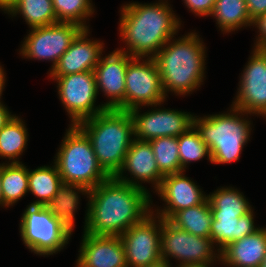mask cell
Masks as SVG:
<instances>
[{"mask_svg":"<svg viewBox=\"0 0 266 267\" xmlns=\"http://www.w3.org/2000/svg\"><path fill=\"white\" fill-rule=\"evenodd\" d=\"M129 171L135 180L153 182L157 190L164 178L157 166L155 155L149 141L133 139L122 168L116 175H122L123 171Z\"/></svg>","mask_w":266,"mask_h":267,"instance_id":"20","label":"cell"},{"mask_svg":"<svg viewBox=\"0 0 266 267\" xmlns=\"http://www.w3.org/2000/svg\"><path fill=\"white\" fill-rule=\"evenodd\" d=\"M74 189V190H73ZM75 190L90 194V189L85 186H78L75 184L62 183V185L57 190V193L51 199V201L46 205L47 209L51 214L58 219V221L72 233L74 227V212L77 209L78 195Z\"/></svg>","mask_w":266,"mask_h":267,"instance_id":"22","label":"cell"},{"mask_svg":"<svg viewBox=\"0 0 266 267\" xmlns=\"http://www.w3.org/2000/svg\"><path fill=\"white\" fill-rule=\"evenodd\" d=\"M139 107L129 110L134 135L138 140L150 141L158 137H179L193 126V115L182 111L157 109L139 114Z\"/></svg>","mask_w":266,"mask_h":267,"instance_id":"13","label":"cell"},{"mask_svg":"<svg viewBox=\"0 0 266 267\" xmlns=\"http://www.w3.org/2000/svg\"><path fill=\"white\" fill-rule=\"evenodd\" d=\"M141 267H171L170 263L166 262L164 259H161L153 264L141 266Z\"/></svg>","mask_w":266,"mask_h":267,"instance_id":"37","label":"cell"},{"mask_svg":"<svg viewBox=\"0 0 266 267\" xmlns=\"http://www.w3.org/2000/svg\"><path fill=\"white\" fill-rule=\"evenodd\" d=\"M153 212L120 235L127 267H141L161 260V217L157 225ZM157 228V229H156Z\"/></svg>","mask_w":266,"mask_h":267,"instance_id":"12","label":"cell"},{"mask_svg":"<svg viewBox=\"0 0 266 267\" xmlns=\"http://www.w3.org/2000/svg\"><path fill=\"white\" fill-rule=\"evenodd\" d=\"M139 182L115 175L91 189L84 232L120 236L151 213L150 195Z\"/></svg>","mask_w":266,"mask_h":267,"instance_id":"1","label":"cell"},{"mask_svg":"<svg viewBox=\"0 0 266 267\" xmlns=\"http://www.w3.org/2000/svg\"><path fill=\"white\" fill-rule=\"evenodd\" d=\"M23 121L14 116L0 130V156L13 160L12 163H19L17 157L22 154L27 144V129Z\"/></svg>","mask_w":266,"mask_h":267,"instance_id":"29","label":"cell"},{"mask_svg":"<svg viewBox=\"0 0 266 267\" xmlns=\"http://www.w3.org/2000/svg\"><path fill=\"white\" fill-rule=\"evenodd\" d=\"M212 212L208 198L194 207L178 211L169 221L179 229L198 237H210Z\"/></svg>","mask_w":266,"mask_h":267,"instance_id":"23","label":"cell"},{"mask_svg":"<svg viewBox=\"0 0 266 267\" xmlns=\"http://www.w3.org/2000/svg\"><path fill=\"white\" fill-rule=\"evenodd\" d=\"M3 206L15 204L29 188L28 169L21 163L0 164Z\"/></svg>","mask_w":266,"mask_h":267,"instance_id":"25","label":"cell"},{"mask_svg":"<svg viewBox=\"0 0 266 267\" xmlns=\"http://www.w3.org/2000/svg\"><path fill=\"white\" fill-rule=\"evenodd\" d=\"M216 0H184L186 6L196 15H211Z\"/></svg>","mask_w":266,"mask_h":267,"instance_id":"33","label":"cell"},{"mask_svg":"<svg viewBox=\"0 0 266 267\" xmlns=\"http://www.w3.org/2000/svg\"><path fill=\"white\" fill-rule=\"evenodd\" d=\"M210 267V264L209 265H189V266H178V267Z\"/></svg>","mask_w":266,"mask_h":267,"instance_id":"40","label":"cell"},{"mask_svg":"<svg viewBox=\"0 0 266 267\" xmlns=\"http://www.w3.org/2000/svg\"><path fill=\"white\" fill-rule=\"evenodd\" d=\"M212 217L210 239L213 244H219L218 253L228 244L240 240L259 229L254 226L253 210L241 217Z\"/></svg>","mask_w":266,"mask_h":267,"instance_id":"21","label":"cell"},{"mask_svg":"<svg viewBox=\"0 0 266 267\" xmlns=\"http://www.w3.org/2000/svg\"><path fill=\"white\" fill-rule=\"evenodd\" d=\"M14 117L9 113L8 109L0 104V130Z\"/></svg>","mask_w":266,"mask_h":267,"instance_id":"36","label":"cell"},{"mask_svg":"<svg viewBox=\"0 0 266 267\" xmlns=\"http://www.w3.org/2000/svg\"><path fill=\"white\" fill-rule=\"evenodd\" d=\"M24 244L35 254L51 255L63 249L71 233L46 206L29 205L20 222Z\"/></svg>","mask_w":266,"mask_h":267,"instance_id":"7","label":"cell"},{"mask_svg":"<svg viewBox=\"0 0 266 267\" xmlns=\"http://www.w3.org/2000/svg\"><path fill=\"white\" fill-rule=\"evenodd\" d=\"M4 71L2 69V67L0 66V98H1V95H2V90L4 88V83H5V76H4ZM1 104V102H0Z\"/></svg>","mask_w":266,"mask_h":267,"instance_id":"38","label":"cell"},{"mask_svg":"<svg viewBox=\"0 0 266 267\" xmlns=\"http://www.w3.org/2000/svg\"><path fill=\"white\" fill-rule=\"evenodd\" d=\"M179 147V160L182 171L191 161H198L199 159L208 156L211 162V155L207 144L202 140L199 132L192 126L187 132L177 137Z\"/></svg>","mask_w":266,"mask_h":267,"instance_id":"32","label":"cell"},{"mask_svg":"<svg viewBox=\"0 0 266 267\" xmlns=\"http://www.w3.org/2000/svg\"><path fill=\"white\" fill-rule=\"evenodd\" d=\"M183 172L165 176L156 190L168 205L158 212L163 219L170 220L178 211L202 204L208 198Z\"/></svg>","mask_w":266,"mask_h":267,"instance_id":"17","label":"cell"},{"mask_svg":"<svg viewBox=\"0 0 266 267\" xmlns=\"http://www.w3.org/2000/svg\"><path fill=\"white\" fill-rule=\"evenodd\" d=\"M5 11L20 13L31 29L57 23L52 0H13Z\"/></svg>","mask_w":266,"mask_h":267,"instance_id":"24","label":"cell"},{"mask_svg":"<svg viewBox=\"0 0 266 267\" xmlns=\"http://www.w3.org/2000/svg\"><path fill=\"white\" fill-rule=\"evenodd\" d=\"M77 126L89 138L98 164L110 177L115 176L133 141V121L129 111L107 108Z\"/></svg>","mask_w":266,"mask_h":267,"instance_id":"3","label":"cell"},{"mask_svg":"<svg viewBox=\"0 0 266 267\" xmlns=\"http://www.w3.org/2000/svg\"><path fill=\"white\" fill-rule=\"evenodd\" d=\"M28 181V191L40 198L30 205L39 206H46L63 183L56 165L39 167L34 171L28 170Z\"/></svg>","mask_w":266,"mask_h":267,"instance_id":"26","label":"cell"},{"mask_svg":"<svg viewBox=\"0 0 266 267\" xmlns=\"http://www.w3.org/2000/svg\"><path fill=\"white\" fill-rule=\"evenodd\" d=\"M61 144L54 163L63 183L91 190L110 177L98 164L89 138L77 125L68 129Z\"/></svg>","mask_w":266,"mask_h":267,"instance_id":"6","label":"cell"},{"mask_svg":"<svg viewBox=\"0 0 266 267\" xmlns=\"http://www.w3.org/2000/svg\"><path fill=\"white\" fill-rule=\"evenodd\" d=\"M207 196L212 216L241 217L252 210L245 197L232 187H222Z\"/></svg>","mask_w":266,"mask_h":267,"instance_id":"27","label":"cell"},{"mask_svg":"<svg viewBox=\"0 0 266 267\" xmlns=\"http://www.w3.org/2000/svg\"><path fill=\"white\" fill-rule=\"evenodd\" d=\"M211 15L216 18L218 27L226 33L243 25H253L245 0H216Z\"/></svg>","mask_w":266,"mask_h":267,"instance_id":"28","label":"cell"},{"mask_svg":"<svg viewBox=\"0 0 266 267\" xmlns=\"http://www.w3.org/2000/svg\"><path fill=\"white\" fill-rule=\"evenodd\" d=\"M77 267H127L125 249L119 236L84 232Z\"/></svg>","mask_w":266,"mask_h":267,"instance_id":"15","label":"cell"},{"mask_svg":"<svg viewBox=\"0 0 266 267\" xmlns=\"http://www.w3.org/2000/svg\"><path fill=\"white\" fill-rule=\"evenodd\" d=\"M89 29H83L73 40L68 50L50 71L51 76L93 71L99 63L103 43L87 38Z\"/></svg>","mask_w":266,"mask_h":267,"instance_id":"18","label":"cell"},{"mask_svg":"<svg viewBox=\"0 0 266 267\" xmlns=\"http://www.w3.org/2000/svg\"><path fill=\"white\" fill-rule=\"evenodd\" d=\"M260 267H266V255H265Z\"/></svg>","mask_w":266,"mask_h":267,"instance_id":"42","label":"cell"},{"mask_svg":"<svg viewBox=\"0 0 266 267\" xmlns=\"http://www.w3.org/2000/svg\"><path fill=\"white\" fill-rule=\"evenodd\" d=\"M142 58L133 57L125 75V100L116 108L129 111L140 106H157L164 102L165 95L160 72L154 58L140 62Z\"/></svg>","mask_w":266,"mask_h":267,"instance_id":"8","label":"cell"},{"mask_svg":"<svg viewBox=\"0 0 266 267\" xmlns=\"http://www.w3.org/2000/svg\"><path fill=\"white\" fill-rule=\"evenodd\" d=\"M231 111V114L193 118V126L207 144L212 163L224 164L239 160V155L249 140L251 122L238 117L239 114L244 115L243 111L233 106Z\"/></svg>","mask_w":266,"mask_h":267,"instance_id":"5","label":"cell"},{"mask_svg":"<svg viewBox=\"0 0 266 267\" xmlns=\"http://www.w3.org/2000/svg\"><path fill=\"white\" fill-rule=\"evenodd\" d=\"M149 142L163 177L182 172L177 137H158Z\"/></svg>","mask_w":266,"mask_h":267,"instance_id":"30","label":"cell"},{"mask_svg":"<svg viewBox=\"0 0 266 267\" xmlns=\"http://www.w3.org/2000/svg\"><path fill=\"white\" fill-rule=\"evenodd\" d=\"M160 242L161 259L169 263L167 257L176 258L180 261L178 266L209 265L217 257V254L213 253L214 247L210 237L190 234L163 218H161Z\"/></svg>","mask_w":266,"mask_h":267,"instance_id":"9","label":"cell"},{"mask_svg":"<svg viewBox=\"0 0 266 267\" xmlns=\"http://www.w3.org/2000/svg\"><path fill=\"white\" fill-rule=\"evenodd\" d=\"M240 81L233 107L266 117V49H254Z\"/></svg>","mask_w":266,"mask_h":267,"instance_id":"14","label":"cell"},{"mask_svg":"<svg viewBox=\"0 0 266 267\" xmlns=\"http://www.w3.org/2000/svg\"><path fill=\"white\" fill-rule=\"evenodd\" d=\"M130 55L118 50L104 58L100 57L94 71L97 91L103 90L111 100L106 108L116 109L125 100V75Z\"/></svg>","mask_w":266,"mask_h":267,"instance_id":"16","label":"cell"},{"mask_svg":"<svg viewBox=\"0 0 266 267\" xmlns=\"http://www.w3.org/2000/svg\"><path fill=\"white\" fill-rule=\"evenodd\" d=\"M52 2L57 23H75L88 29L83 22L94 12L91 0H52Z\"/></svg>","mask_w":266,"mask_h":267,"instance_id":"31","label":"cell"},{"mask_svg":"<svg viewBox=\"0 0 266 267\" xmlns=\"http://www.w3.org/2000/svg\"><path fill=\"white\" fill-rule=\"evenodd\" d=\"M253 25L256 26L260 32L258 35V41H256V49H266V13L260 16L253 22Z\"/></svg>","mask_w":266,"mask_h":267,"instance_id":"35","label":"cell"},{"mask_svg":"<svg viewBox=\"0 0 266 267\" xmlns=\"http://www.w3.org/2000/svg\"><path fill=\"white\" fill-rule=\"evenodd\" d=\"M266 255V228L228 244L217 259L232 267H260ZM220 256V257H219Z\"/></svg>","mask_w":266,"mask_h":267,"instance_id":"19","label":"cell"},{"mask_svg":"<svg viewBox=\"0 0 266 267\" xmlns=\"http://www.w3.org/2000/svg\"><path fill=\"white\" fill-rule=\"evenodd\" d=\"M50 77L58 82V94L72 118L71 125H77L107 109L105 104L94 107L98 93L94 71Z\"/></svg>","mask_w":266,"mask_h":267,"instance_id":"10","label":"cell"},{"mask_svg":"<svg viewBox=\"0 0 266 267\" xmlns=\"http://www.w3.org/2000/svg\"><path fill=\"white\" fill-rule=\"evenodd\" d=\"M245 2L252 22L266 13V0H245Z\"/></svg>","mask_w":266,"mask_h":267,"instance_id":"34","label":"cell"},{"mask_svg":"<svg viewBox=\"0 0 266 267\" xmlns=\"http://www.w3.org/2000/svg\"><path fill=\"white\" fill-rule=\"evenodd\" d=\"M83 29L75 23L63 22L32 28L20 53L26 58L50 60L53 69Z\"/></svg>","mask_w":266,"mask_h":267,"instance_id":"11","label":"cell"},{"mask_svg":"<svg viewBox=\"0 0 266 267\" xmlns=\"http://www.w3.org/2000/svg\"><path fill=\"white\" fill-rule=\"evenodd\" d=\"M120 35L131 57L153 58L174 37L180 20L165 2L154 4L130 3L121 8ZM152 54V55H151Z\"/></svg>","mask_w":266,"mask_h":267,"instance_id":"2","label":"cell"},{"mask_svg":"<svg viewBox=\"0 0 266 267\" xmlns=\"http://www.w3.org/2000/svg\"><path fill=\"white\" fill-rule=\"evenodd\" d=\"M0 205H3V200H2V186H1V177H0Z\"/></svg>","mask_w":266,"mask_h":267,"instance_id":"41","label":"cell"},{"mask_svg":"<svg viewBox=\"0 0 266 267\" xmlns=\"http://www.w3.org/2000/svg\"><path fill=\"white\" fill-rule=\"evenodd\" d=\"M13 2V0H0V8L5 9Z\"/></svg>","mask_w":266,"mask_h":267,"instance_id":"39","label":"cell"},{"mask_svg":"<svg viewBox=\"0 0 266 267\" xmlns=\"http://www.w3.org/2000/svg\"><path fill=\"white\" fill-rule=\"evenodd\" d=\"M204 48L199 36L192 32L172 43L170 39L153 57L165 95L168 91L185 95L200 87L205 69Z\"/></svg>","mask_w":266,"mask_h":267,"instance_id":"4","label":"cell"}]
</instances>
